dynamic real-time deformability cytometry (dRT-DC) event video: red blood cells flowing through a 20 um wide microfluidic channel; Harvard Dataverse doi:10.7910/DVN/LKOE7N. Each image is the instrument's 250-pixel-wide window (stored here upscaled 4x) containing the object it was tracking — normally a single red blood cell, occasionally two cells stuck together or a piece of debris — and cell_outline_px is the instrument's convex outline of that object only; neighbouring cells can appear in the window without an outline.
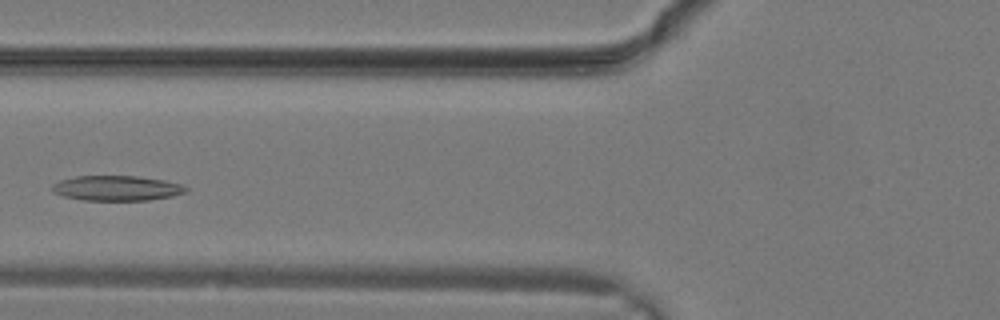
{"species": "common noctule bat (a hibernating species)", "species_latin": "Nyctalus noctula", "temperature_condition": "warm", "stored_images_in_passage": 10, "camera_frame_rate_fps": 3000, "um_per_image_px": 0.085, "animal": {"sex": "male", "body_mass_g": 19.2, "forearm_length_mm": 51.8}, "frame": {"image": 1, "passage_image": 9, "time_ms": 2.667, "image_size_px": [1000, 320], "cell_outline_px": [[188, 192], [172, 196], [148, 200], [84, 200], [64, 196], [52, 192], [48, 188], [52, 184], [60, 180], [76, 176], [136, 176], [164, 180], [180, 184], [188, 188]], "centroid_in_image_um": [9.89, 15.99], "position_along_channel_um": 115.9, "area_um2": 19.59}}